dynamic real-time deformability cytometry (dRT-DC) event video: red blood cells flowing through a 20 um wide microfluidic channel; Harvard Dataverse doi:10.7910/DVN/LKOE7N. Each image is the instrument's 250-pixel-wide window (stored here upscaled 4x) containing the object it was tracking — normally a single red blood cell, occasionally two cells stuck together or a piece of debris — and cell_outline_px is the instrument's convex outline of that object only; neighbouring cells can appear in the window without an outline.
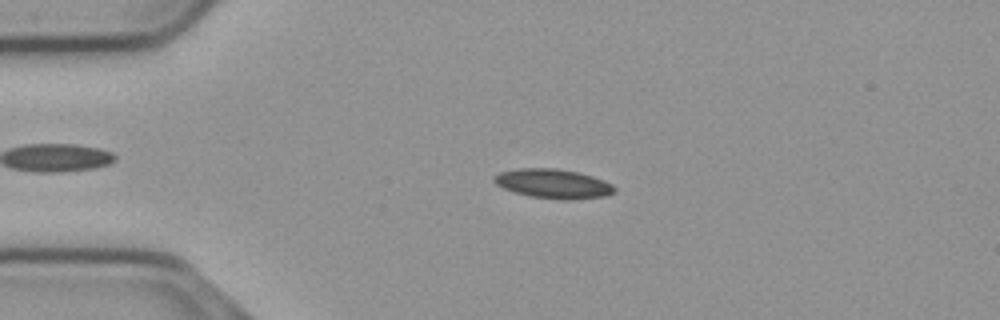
{"species": "common noctule bat (a hibernating species)", "species_latin": "Nyctalus noctula", "temperature_condition": "cold", "stored_images_in_passage": 53, "camera_frame_rate_fps": 3000, "um_per_image_px": 0.085, "animal": {"sex": "male", "body_mass_g": 23.1, "forearm_length_mm": 52.7}, "frame": {"image": 1, "passage_image": 10, "time_ms": 3.0, "image_size_px": [1000, 320], "cell_outline_px": [[616, 192], [604, 196], [572, 200], [560, 200], [528, 196], [504, 188], [496, 184], [492, 180], [492, 176], [500, 172], [520, 168], [556, 168], [576, 172], [592, 176], [604, 180], [612, 184], [616, 188]], "centroid_in_image_um": [47.03, 15.62], "position_along_channel_um": 38.0, "area_um2": 20.69}}
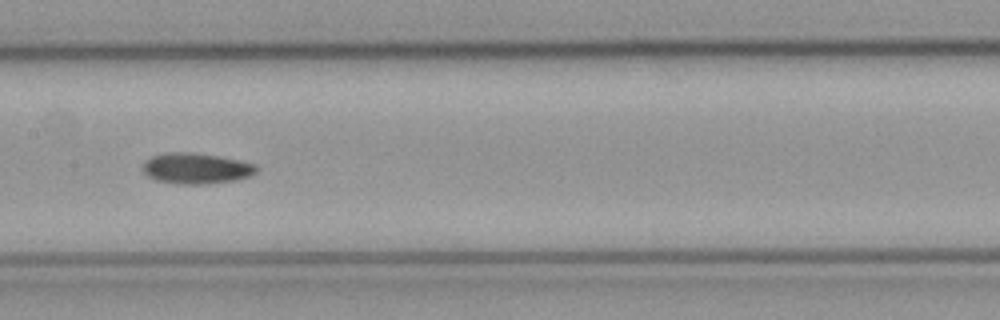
{"frame": {"image": 2, "passage_image": 25, "time_ms": 8.0, "image_size_px": [1000, 320], "cell_outline_px": [[256, 172], [248, 176], [236, 180], [204, 184], [180, 184], [156, 180], [148, 176], [144, 172], [144, 164], [152, 156], [164, 152], [188, 152], [216, 156], [256, 164]], "centroid_in_image_um": [16.66, 14.32], "position_along_channel_um": 190.7, "area_um2": 20.0}}
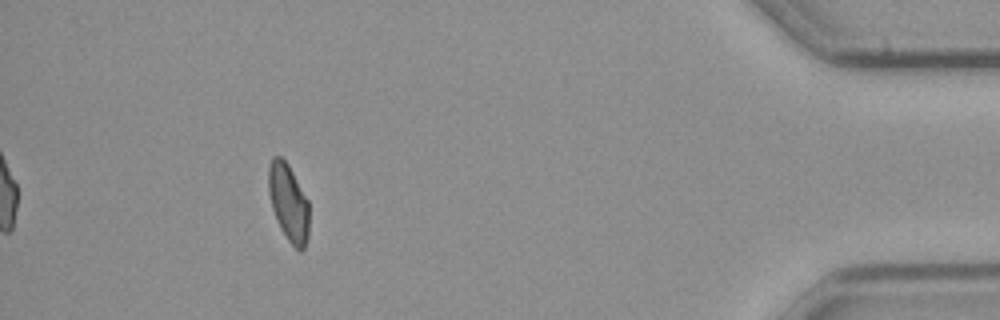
{"frame": {"image": 3, "passage_image": 48, "time_ms": 15.667, "image_size_px": [1000, 320], "cell_outline_px": [[308, 236], [304, 248], [300, 252], [288, 240], [280, 228], [276, 220], [272, 208], [268, 192], [268, 168], [272, 156], [280, 156], [288, 164], [308, 200]], "centroid_in_image_um": [24.5, 17.21], "position_along_channel_um": 410.7, "area_um2": 18.26}}